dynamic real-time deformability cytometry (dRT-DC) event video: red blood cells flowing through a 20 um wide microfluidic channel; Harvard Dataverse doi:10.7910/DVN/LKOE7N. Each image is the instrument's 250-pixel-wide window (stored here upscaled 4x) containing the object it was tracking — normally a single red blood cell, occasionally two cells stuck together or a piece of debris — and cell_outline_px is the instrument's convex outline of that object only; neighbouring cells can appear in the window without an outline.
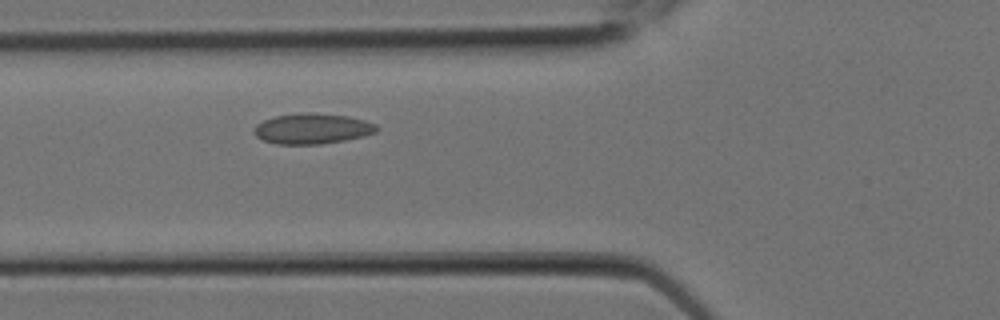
{"species": "Egyptian fruit bat (a non-hibernating species)", "species_latin": "Rousettus aegyptiacus", "temperature_condition": "room temperature", "stored_images_in_passage": 2, "camera_frame_rate_fps": 3000, "um_per_image_px": 0.085, "animal": {"sex": "female"}, "frame": {"image": 1, "passage_image": 2, "time_ms": 0.333, "image_size_px": [1000, 320], "cell_outline_px": [[380, 128], [376, 132], [364, 136], [344, 140], [320, 144], [276, 144], [264, 140], [256, 136], [252, 132], [256, 124], [264, 120], [276, 116], [308, 112], [348, 116], [364, 120], [376, 124]], "centroid_in_image_um": [26.55, 10.94], "position_along_channel_um": 99.3, "area_um2": 21.73}}